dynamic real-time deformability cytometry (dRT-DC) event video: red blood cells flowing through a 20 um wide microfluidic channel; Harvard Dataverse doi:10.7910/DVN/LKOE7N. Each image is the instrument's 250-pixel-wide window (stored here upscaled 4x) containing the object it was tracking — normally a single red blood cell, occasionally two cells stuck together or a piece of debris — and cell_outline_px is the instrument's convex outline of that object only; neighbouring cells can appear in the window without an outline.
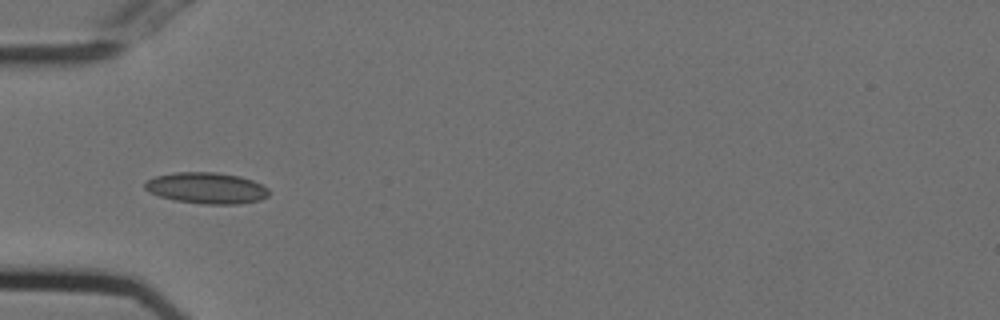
{"species": "Egyptian fruit bat (a non-hibernating species)", "species_latin": "Rousettus aegyptiacus", "temperature_condition": "cold", "stored_images_in_passage": 19, "camera_frame_rate_fps": 3000, "um_per_image_px": 0.085, "animal": {"sex": "female"}, "frame": {"image": 1, "passage_image": 1, "time_ms": 0.0, "image_size_px": [1000, 320], "cell_outline_px": [[268, 196], [260, 200], [240, 204], [204, 204], [176, 200], [160, 196], [148, 192], [144, 188], [144, 184], [148, 180], [156, 176], [176, 172], [216, 172], [240, 176], [252, 180], [268, 188]], "centroid_in_image_um": [17.56, 15.98], "position_along_channel_um": 67.4, "area_um2": 22.48}}
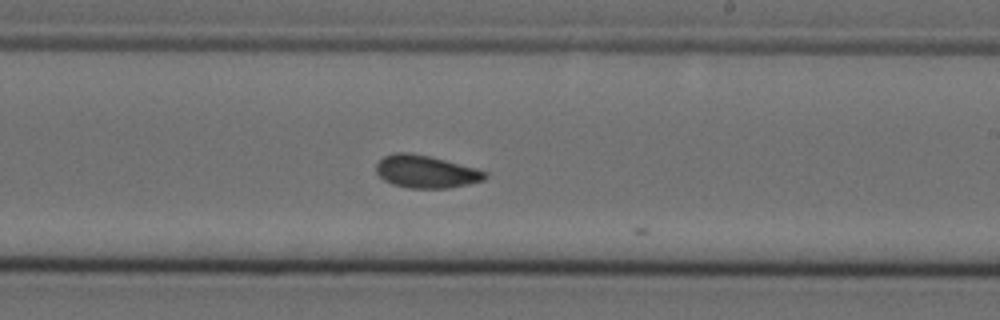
{"frame": {"image": 2, "passage_image": 16, "time_ms": 5.0, "image_size_px": [1000, 320], "cell_outline_px": [[488, 176], [484, 180], [468, 184], [448, 188], [408, 188], [392, 184], [384, 180], [376, 172], [376, 164], [384, 156], [392, 152], [412, 152], [476, 168], [488, 172]], "centroid_in_image_um": [36.2, 14.59], "position_along_channel_um": 252.8, "area_um2": 20.75}}